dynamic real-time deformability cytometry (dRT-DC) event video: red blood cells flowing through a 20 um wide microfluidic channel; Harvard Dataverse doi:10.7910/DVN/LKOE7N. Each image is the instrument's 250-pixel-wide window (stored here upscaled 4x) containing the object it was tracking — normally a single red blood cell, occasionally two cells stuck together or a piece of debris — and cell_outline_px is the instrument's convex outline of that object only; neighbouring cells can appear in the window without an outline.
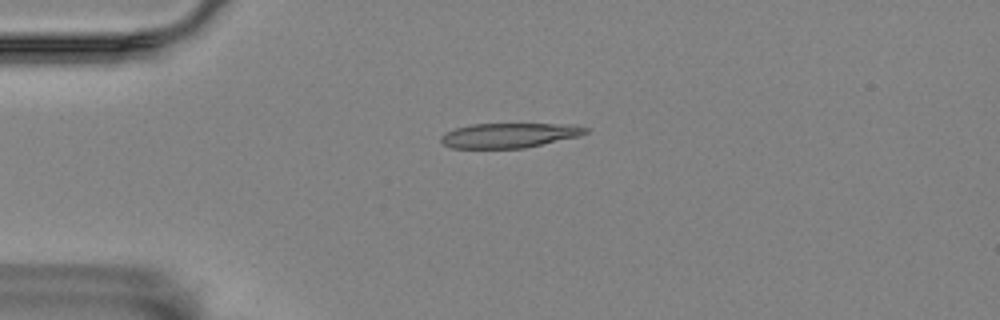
{"species": "Egyptian fruit bat (a non-hibernating species)", "species_latin": "Rousettus aegyptiacus", "temperature_condition": "room temperature", "stored_images_in_passage": 21, "camera_frame_rate_fps": 3000, "um_per_image_px": 0.085, "animal": {"sex": "female"}, "frame": {"image": 1, "passage_image": 2, "time_ms": 0.333, "image_size_px": [1000, 320], "cell_outline_px": [[588, 132], [576, 136], [524, 148], [452, 148], [444, 144], [440, 140], [440, 136], [444, 132], [456, 128], [472, 124], [576, 124], [588, 128]], "centroid_in_image_um": [43.24, 11.49], "position_along_channel_um": 41.8, "area_um2": 20.69}}
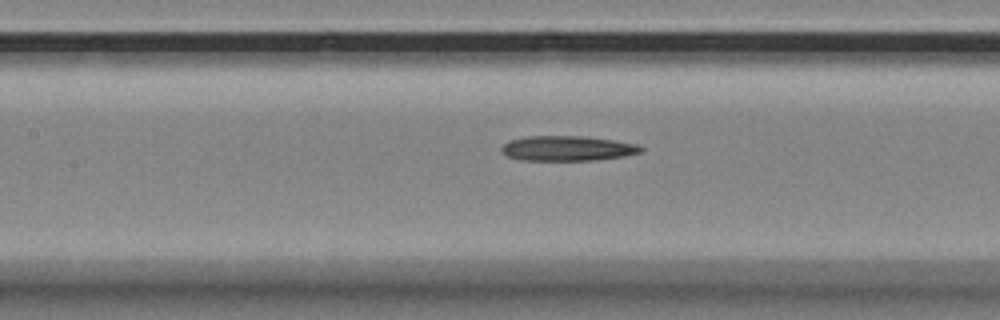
{"frame": {"image": 2, "passage_image": 14, "time_ms": 4.333, "image_size_px": [1000, 320], "cell_outline_px": [[644, 152], [624, 156], [592, 160], [520, 160], [508, 156], [500, 152], [500, 148], [508, 140], [524, 136], [584, 136], [612, 140], [636, 144], [644, 148]], "centroid_in_image_um": [48.2, 12.61], "position_along_channel_um": 159.2, "area_um2": 20.4}}
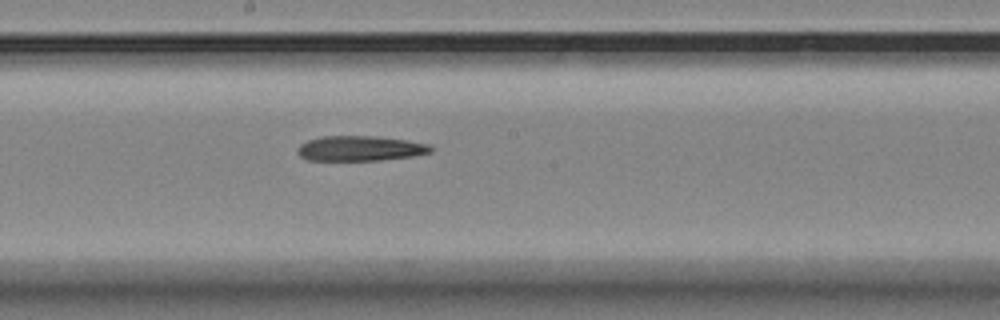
{"frame": {"image": 3, "passage_image": 19, "time_ms": 6.0, "image_size_px": [1000, 320], "cell_outline_px": [[432, 152], [412, 156], [380, 160], [308, 160], [300, 156], [296, 152], [296, 148], [300, 144], [308, 140], [320, 136], [376, 136], [408, 140], [428, 144], [432, 148]], "centroid_in_image_um": [30.58, 12.61], "position_along_channel_um": 217.6, "area_um2": 19.54}}